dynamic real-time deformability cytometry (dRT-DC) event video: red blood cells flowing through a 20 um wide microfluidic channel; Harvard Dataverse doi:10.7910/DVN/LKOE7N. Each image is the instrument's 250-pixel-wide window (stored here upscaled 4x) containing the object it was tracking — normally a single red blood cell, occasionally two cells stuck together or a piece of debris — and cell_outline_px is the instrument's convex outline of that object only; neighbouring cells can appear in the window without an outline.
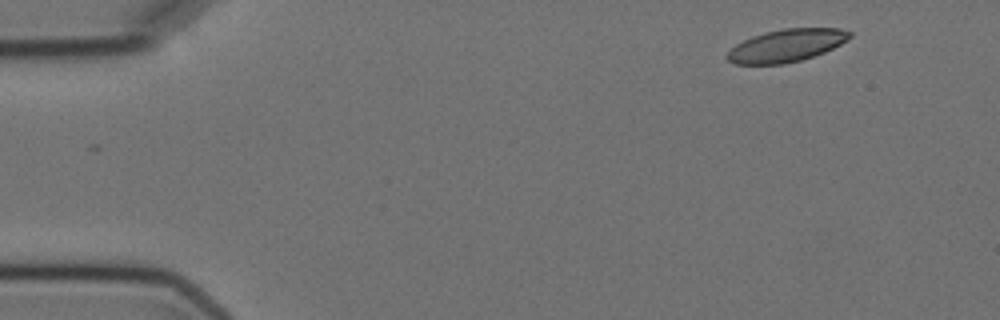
{"species": "Egyptian fruit bat (a non-hibernating species)", "species_latin": "Rousettus aegyptiacus", "temperature_condition": "cold", "stored_images_in_passage": 2, "camera_frame_rate_fps": 3000, "um_per_image_px": 0.085, "animal": {"sex": "female"}, "frame": {"image": 1, "passage_image": 2, "time_ms": 1.333, "image_size_px": [1000, 320], "cell_outline_px": [[852, 36], [848, 40], [824, 52], [800, 60], [784, 64], [732, 64], [724, 56], [736, 44], [752, 36], [764, 32], [784, 28], [840, 28], [852, 32]], "centroid_in_image_um": [66.84, 3.86], "position_along_channel_um": 18.2, "area_um2": 23.29}}